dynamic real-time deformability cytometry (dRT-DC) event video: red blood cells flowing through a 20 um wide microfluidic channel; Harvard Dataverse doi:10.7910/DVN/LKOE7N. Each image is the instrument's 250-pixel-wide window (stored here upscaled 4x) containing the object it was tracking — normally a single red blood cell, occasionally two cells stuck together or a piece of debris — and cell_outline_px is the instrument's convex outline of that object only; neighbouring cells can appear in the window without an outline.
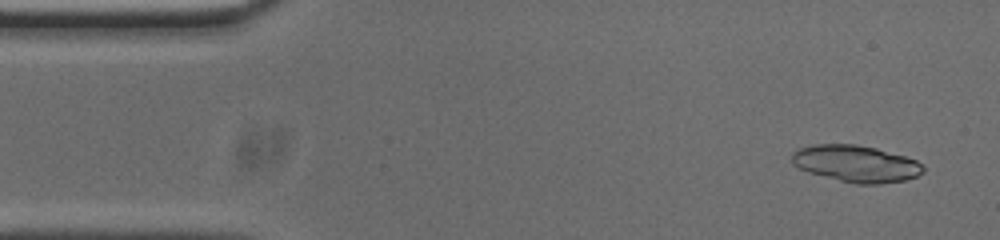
{"species": "common noctule bat (a hibernating species)", "species_latin": "Nyctalus noctula", "temperature_condition": "cold", "stored_images_in_passage": 53, "segment_of_instrument_passage": [1, 2], "camera_frame_rate_fps": 3000, "um_per_image_px": 0.085, "animal": {"sex": "male", "body_mass_g": 20.0, "forearm_length_mm": 53.3}, "frame": {"image": 1, "passage_image": 3, "time_ms": 0.667, "image_size_px": [1000, 240], "cell_outline_px": [[924, 172], [916, 176], [904, 180], [880, 184], [856, 184], [808, 172], [792, 164], [792, 152], [796, 148], [812, 144], [856, 144], [876, 148], [904, 156], [916, 160], [924, 168]], "centroid_in_image_um": [72.73, 13.9], "position_along_channel_um": 12.3, "area_um2": 28.09}}